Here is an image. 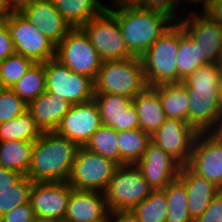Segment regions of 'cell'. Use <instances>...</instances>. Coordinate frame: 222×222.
Here are the masks:
<instances>
[{
    "label": "cell",
    "mask_w": 222,
    "mask_h": 222,
    "mask_svg": "<svg viewBox=\"0 0 222 222\" xmlns=\"http://www.w3.org/2000/svg\"><path fill=\"white\" fill-rule=\"evenodd\" d=\"M221 78L220 64H204L182 82L190 101L188 123L198 133L218 132L222 124L218 106Z\"/></svg>",
    "instance_id": "cell-1"
},
{
    "label": "cell",
    "mask_w": 222,
    "mask_h": 222,
    "mask_svg": "<svg viewBox=\"0 0 222 222\" xmlns=\"http://www.w3.org/2000/svg\"><path fill=\"white\" fill-rule=\"evenodd\" d=\"M79 146L53 132L35 141L27 177L34 182L68 181Z\"/></svg>",
    "instance_id": "cell-2"
},
{
    "label": "cell",
    "mask_w": 222,
    "mask_h": 222,
    "mask_svg": "<svg viewBox=\"0 0 222 222\" xmlns=\"http://www.w3.org/2000/svg\"><path fill=\"white\" fill-rule=\"evenodd\" d=\"M106 10L117 19L125 44L134 57H142L175 23L170 16L162 12L140 7Z\"/></svg>",
    "instance_id": "cell-3"
},
{
    "label": "cell",
    "mask_w": 222,
    "mask_h": 222,
    "mask_svg": "<svg viewBox=\"0 0 222 222\" xmlns=\"http://www.w3.org/2000/svg\"><path fill=\"white\" fill-rule=\"evenodd\" d=\"M178 47L179 22L176 21L140 57L148 87L166 83H178L176 60Z\"/></svg>",
    "instance_id": "cell-4"
},
{
    "label": "cell",
    "mask_w": 222,
    "mask_h": 222,
    "mask_svg": "<svg viewBox=\"0 0 222 222\" xmlns=\"http://www.w3.org/2000/svg\"><path fill=\"white\" fill-rule=\"evenodd\" d=\"M95 83V94L114 93L134 98L147 87L140 57L103 61Z\"/></svg>",
    "instance_id": "cell-5"
},
{
    "label": "cell",
    "mask_w": 222,
    "mask_h": 222,
    "mask_svg": "<svg viewBox=\"0 0 222 222\" xmlns=\"http://www.w3.org/2000/svg\"><path fill=\"white\" fill-rule=\"evenodd\" d=\"M153 191L134 165L118 166L113 174L105 198L109 211H127L145 200Z\"/></svg>",
    "instance_id": "cell-6"
},
{
    "label": "cell",
    "mask_w": 222,
    "mask_h": 222,
    "mask_svg": "<svg viewBox=\"0 0 222 222\" xmlns=\"http://www.w3.org/2000/svg\"><path fill=\"white\" fill-rule=\"evenodd\" d=\"M55 59L72 72L86 75L94 81L103 60L82 28H72L55 49Z\"/></svg>",
    "instance_id": "cell-7"
},
{
    "label": "cell",
    "mask_w": 222,
    "mask_h": 222,
    "mask_svg": "<svg viewBox=\"0 0 222 222\" xmlns=\"http://www.w3.org/2000/svg\"><path fill=\"white\" fill-rule=\"evenodd\" d=\"M117 167L112 160L79 147L68 182L76 190L105 192Z\"/></svg>",
    "instance_id": "cell-8"
},
{
    "label": "cell",
    "mask_w": 222,
    "mask_h": 222,
    "mask_svg": "<svg viewBox=\"0 0 222 222\" xmlns=\"http://www.w3.org/2000/svg\"><path fill=\"white\" fill-rule=\"evenodd\" d=\"M46 91L73 104L89 102L95 96L94 80L72 72L55 58L45 62Z\"/></svg>",
    "instance_id": "cell-9"
},
{
    "label": "cell",
    "mask_w": 222,
    "mask_h": 222,
    "mask_svg": "<svg viewBox=\"0 0 222 222\" xmlns=\"http://www.w3.org/2000/svg\"><path fill=\"white\" fill-rule=\"evenodd\" d=\"M82 29L103 61L134 57L125 44L117 19L108 10L105 9Z\"/></svg>",
    "instance_id": "cell-10"
},
{
    "label": "cell",
    "mask_w": 222,
    "mask_h": 222,
    "mask_svg": "<svg viewBox=\"0 0 222 222\" xmlns=\"http://www.w3.org/2000/svg\"><path fill=\"white\" fill-rule=\"evenodd\" d=\"M6 20L15 53L28 57L35 63L55 58L56 46L18 10H14Z\"/></svg>",
    "instance_id": "cell-11"
},
{
    "label": "cell",
    "mask_w": 222,
    "mask_h": 222,
    "mask_svg": "<svg viewBox=\"0 0 222 222\" xmlns=\"http://www.w3.org/2000/svg\"><path fill=\"white\" fill-rule=\"evenodd\" d=\"M178 22L199 46L200 58L206 64H219L222 55V27L205 13L194 10Z\"/></svg>",
    "instance_id": "cell-12"
},
{
    "label": "cell",
    "mask_w": 222,
    "mask_h": 222,
    "mask_svg": "<svg viewBox=\"0 0 222 222\" xmlns=\"http://www.w3.org/2000/svg\"><path fill=\"white\" fill-rule=\"evenodd\" d=\"M222 190V137L218 132L198 133L187 164Z\"/></svg>",
    "instance_id": "cell-13"
},
{
    "label": "cell",
    "mask_w": 222,
    "mask_h": 222,
    "mask_svg": "<svg viewBox=\"0 0 222 222\" xmlns=\"http://www.w3.org/2000/svg\"><path fill=\"white\" fill-rule=\"evenodd\" d=\"M101 125L99 108L93 99L73 104L55 132L75 142L79 147H85Z\"/></svg>",
    "instance_id": "cell-14"
},
{
    "label": "cell",
    "mask_w": 222,
    "mask_h": 222,
    "mask_svg": "<svg viewBox=\"0 0 222 222\" xmlns=\"http://www.w3.org/2000/svg\"><path fill=\"white\" fill-rule=\"evenodd\" d=\"M198 132L187 121L167 118L151 136V142L170 154L181 165L189 163Z\"/></svg>",
    "instance_id": "cell-15"
},
{
    "label": "cell",
    "mask_w": 222,
    "mask_h": 222,
    "mask_svg": "<svg viewBox=\"0 0 222 222\" xmlns=\"http://www.w3.org/2000/svg\"><path fill=\"white\" fill-rule=\"evenodd\" d=\"M72 190L68 181L34 182L30 192L34 215L64 220Z\"/></svg>",
    "instance_id": "cell-16"
},
{
    "label": "cell",
    "mask_w": 222,
    "mask_h": 222,
    "mask_svg": "<svg viewBox=\"0 0 222 222\" xmlns=\"http://www.w3.org/2000/svg\"><path fill=\"white\" fill-rule=\"evenodd\" d=\"M18 11L55 46L72 29L52 0H28Z\"/></svg>",
    "instance_id": "cell-17"
},
{
    "label": "cell",
    "mask_w": 222,
    "mask_h": 222,
    "mask_svg": "<svg viewBox=\"0 0 222 222\" xmlns=\"http://www.w3.org/2000/svg\"><path fill=\"white\" fill-rule=\"evenodd\" d=\"M144 180L153 190L166 188L178 178L181 164L154 143H150L144 156L135 164Z\"/></svg>",
    "instance_id": "cell-18"
},
{
    "label": "cell",
    "mask_w": 222,
    "mask_h": 222,
    "mask_svg": "<svg viewBox=\"0 0 222 222\" xmlns=\"http://www.w3.org/2000/svg\"><path fill=\"white\" fill-rule=\"evenodd\" d=\"M101 124L113 128L116 132L139 128V117L132 98L107 93L95 94Z\"/></svg>",
    "instance_id": "cell-19"
},
{
    "label": "cell",
    "mask_w": 222,
    "mask_h": 222,
    "mask_svg": "<svg viewBox=\"0 0 222 222\" xmlns=\"http://www.w3.org/2000/svg\"><path fill=\"white\" fill-rule=\"evenodd\" d=\"M109 212L104 192L73 189L64 222H106Z\"/></svg>",
    "instance_id": "cell-20"
},
{
    "label": "cell",
    "mask_w": 222,
    "mask_h": 222,
    "mask_svg": "<svg viewBox=\"0 0 222 222\" xmlns=\"http://www.w3.org/2000/svg\"><path fill=\"white\" fill-rule=\"evenodd\" d=\"M178 178L184 183L189 214L195 220L203 214L221 189L194 172L187 164L181 165Z\"/></svg>",
    "instance_id": "cell-21"
},
{
    "label": "cell",
    "mask_w": 222,
    "mask_h": 222,
    "mask_svg": "<svg viewBox=\"0 0 222 222\" xmlns=\"http://www.w3.org/2000/svg\"><path fill=\"white\" fill-rule=\"evenodd\" d=\"M72 104L57 95L45 91L28 104V111L41 132H53L60 125L63 116Z\"/></svg>",
    "instance_id": "cell-22"
},
{
    "label": "cell",
    "mask_w": 222,
    "mask_h": 222,
    "mask_svg": "<svg viewBox=\"0 0 222 222\" xmlns=\"http://www.w3.org/2000/svg\"><path fill=\"white\" fill-rule=\"evenodd\" d=\"M132 103L138 113L139 128L152 136L167 119L157 91L147 86L133 98Z\"/></svg>",
    "instance_id": "cell-23"
},
{
    "label": "cell",
    "mask_w": 222,
    "mask_h": 222,
    "mask_svg": "<svg viewBox=\"0 0 222 222\" xmlns=\"http://www.w3.org/2000/svg\"><path fill=\"white\" fill-rule=\"evenodd\" d=\"M71 28H82L105 10L100 0H52Z\"/></svg>",
    "instance_id": "cell-24"
},
{
    "label": "cell",
    "mask_w": 222,
    "mask_h": 222,
    "mask_svg": "<svg viewBox=\"0 0 222 222\" xmlns=\"http://www.w3.org/2000/svg\"><path fill=\"white\" fill-rule=\"evenodd\" d=\"M169 119L188 122L189 95L182 82L153 86Z\"/></svg>",
    "instance_id": "cell-25"
},
{
    "label": "cell",
    "mask_w": 222,
    "mask_h": 222,
    "mask_svg": "<svg viewBox=\"0 0 222 222\" xmlns=\"http://www.w3.org/2000/svg\"><path fill=\"white\" fill-rule=\"evenodd\" d=\"M151 143V135L142 129H129L117 132V144L120 153V166L134 165L143 156Z\"/></svg>",
    "instance_id": "cell-26"
},
{
    "label": "cell",
    "mask_w": 222,
    "mask_h": 222,
    "mask_svg": "<svg viewBox=\"0 0 222 222\" xmlns=\"http://www.w3.org/2000/svg\"><path fill=\"white\" fill-rule=\"evenodd\" d=\"M35 142L11 140L0 142V167L27 175Z\"/></svg>",
    "instance_id": "cell-27"
},
{
    "label": "cell",
    "mask_w": 222,
    "mask_h": 222,
    "mask_svg": "<svg viewBox=\"0 0 222 222\" xmlns=\"http://www.w3.org/2000/svg\"><path fill=\"white\" fill-rule=\"evenodd\" d=\"M178 82H183L200 66L206 64L200 58L199 46L179 23V47L177 51Z\"/></svg>",
    "instance_id": "cell-28"
},
{
    "label": "cell",
    "mask_w": 222,
    "mask_h": 222,
    "mask_svg": "<svg viewBox=\"0 0 222 222\" xmlns=\"http://www.w3.org/2000/svg\"><path fill=\"white\" fill-rule=\"evenodd\" d=\"M41 133L28 110L10 121L0 123V142L11 140L35 142Z\"/></svg>",
    "instance_id": "cell-29"
},
{
    "label": "cell",
    "mask_w": 222,
    "mask_h": 222,
    "mask_svg": "<svg viewBox=\"0 0 222 222\" xmlns=\"http://www.w3.org/2000/svg\"><path fill=\"white\" fill-rule=\"evenodd\" d=\"M27 105L46 91L45 62L34 63L11 88Z\"/></svg>",
    "instance_id": "cell-30"
},
{
    "label": "cell",
    "mask_w": 222,
    "mask_h": 222,
    "mask_svg": "<svg viewBox=\"0 0 222 222\" xmlns=\"http://www.w3.org/2000/svg\"><path fill=\"white\" fill-rule=\"evenodd\" d=\"M163 190L167 201L166 222H193L187 206L188 196L184 183L176 178Z\"/></svg>",
    "instance_id": "cell-31"
},
{
    "label": "cell",
    "mask_w": 222,
    "mask_h": 222,
    "mask_svg": "<svg viewBox=\"0 0 222 222\" xmlns=\"http://www.w3.org/2000/svg\"><path fill=\"white\" fill-rule=\"evenodd\" d=\"M131 211L140 222H166L167 201L163 189L153 190L143 201L138 203Z\"/></svg>",
    "instance_id": "cell-32"
},
{
    "label": "cell",
    "mask_w": 222,
    "mask_h": 222,
    "mask_svg": "<svg viewBox=\"0 0 222 222\" xmlns=\"http://www.w3.org/2000/svg\"><path fill=\"white\" fill-rule=\"evenodd\" d=\"M85 147L120 166L117 132L113 128L101 125Z\"/></svg>",
    "instance_id": "cell-33"
},
{
    "label": "cell",
    "mask_w": 222,
    "mask_h": 222,
    "mask_svg": "<svg viewBox=\"0 0 222 222\" xmlns=\"http://www.w3.org/2000/svg\"><path fill=\"white\" fill-rule=\"evenodd\" d=\"M34 63L32 59L18 53H13L0 62L2 88H12Z\"/></svg>",
    "instance_id": "cell-34"
},
{
    "label": "cell",
    "mask_w": 222,
    "mask_h": 222,
    "mask_svg": "<svg viewBox=\"0 0 222 222\" xmlns=\"http://www.w3.org/2000/svg\"><path fill=\"white\" fill-rule=\"evenodd\" d=\"M34 181L23 176L10 190L0 193V217L13 208L30 202V192Z\"/></svg>",
    "instance_id": "cell-35"
},
{
    "label": "cell",
    "mask_w": 222,
    "mask_h": 222,
    "mask_svg": "<svg viewBox=\"0 0 222 222\" xmlns=\"http://www.w3.org/2000/svg\"><path fill=\"white\" fill-rule=\"evenodd\" d=\"M27 109L28 105L11 88L0 90V123L18 117Z\"/></svg>",
    "instance_id": "cell-36"
},
{
    "label": "cell",
    "mask_w": 222,
    "mask_h": 222,
    "mask_svg": "<svg viewBox=\"0 0 222 222\" xmlns=\"http://www.w3.org/2000/svg\"><path fill=\"white\" fill-rule=\"evenodd\" d=\"M140 8L162 12L178 21V0H143Z\"/></svg>",
    "instance_id": "cell-37"
},
{
    "label": "cell",
    "mask_w": 222,
    "mask_h": 222,
    "mask_svg": "<svg viewBox=\"0 0 222 222\" xmlns=\"http://www.w3.org/2000/svg\"><path fill=\"white\" fill-rule=\"evenodd\" d=\"M34 217L32 205L28 202L1 216L0 222H32Z\"/></svg>",
    "instance_id": "cell-38"
},
{
    "label": "cell",
    "mask_w": 222,
    "mask_h": 222,
    "mask_svg": "<svg viewBox=\"0 0 222 222\" xmlns=\"http://www.w3.org/2000/svg\"><path fill=\"white\" fill-rule=\"evenodd\" d=\"M193 222H222V190L211 201L203 214Z\"/></svg>",
    "instance_id": "cell-39"
},
{
    "label": "cell",
    "mask_w": 222,
    "mask_h": 222,
    "mask_svg": "<svg viewBox=\"0 0 222 222\" xmlns=\"http://www.w3.org/2000/svg\"><path fill=\"white\" fill-rule=\"evenodd\" d=\"M15 53L6 19H0V62Z\"/></svg>",
    "instance_id": "cell-40"
},
{
    "label": "cell",
    "mask_w": 222,
    "mask_h": 222,
    "mask_svg": "<svg viewBox=\"0 0 222 222\" xmlns=\"http://www.w3.org/2000/svg\"><path fill=\"white\" fill-rule=\"evenodd\" d=\"M22 177L16 170L0 167V193L10 190Z\"/></svg>",
    "instance_id": "cell-41"
},
{
    "label": "cell",
    "mask_w": 222,
    "mask_h": 222,
    "mask_svg": "<svg viewBox=\"0 0 222 222\" xmlns=\"http://www.w3.org/2000/svg\"><path fill=\"white\" fill-rule=\"evenodd\" d=\"M106 222H140L131 210L110 211Z\"/></svg>",
    "instance_id": "cell-42"
},
{
    "label": "cell",
    "mask_w": 222,
    "mask_h": 222,
    "mask_svg": "<svg viewBox=\"0 0 222 222\" xmlns=\"http://www.w3.org/2000/svg\"><path fill=\"white\" fill-rule=\"evenodd\" d=\"M205 14L222 27V0H210Z\"/></svg>",
    "instance_id": "cell-43"
},
{
    "label": "cell",
    "mask_w": 222,
    "mask_h": 222,
    "mask_svg": "<svg viewBox=\"0 0 222 222\" xmlns=\"http://www.w3.org/2000/svg\"><path fill=\"white\" fill-rule=\"evenodd\" d=\"M183 1V4H191L192 5V3L194 4V5H200L201 4V6H202V10H199V13H205L206 11H207V8H208V6H209V3H210V0H178V21L180 20V19H182V15L181 14H183V15H185L184 13L185 12H187V14H189L190 12H188L187 11V8H184L183 7V4L181 3ZM187 2V3H186ZM183 7V8H182ZM182 8V9H181ZM183 9H184V11H183ZM183 12H182V11ZM181 12V14H179Z\"/></svg>",
    "instance_id": "cell-44"
},
{
    "label": "cell",
    "mask_w": 222,
    "mask_h": 222,
    "mask_svg": "<svg viewBox=\"0 0 222 222\" xmlns=\"http://www.w3.org/2000/svg\"><path fill=\"white\" fill-rule=\"evenodd\" d=\"M111 5H105V9H121L128 7H140L143 0H111ZM113 4V6H112Z\"/></svg>",
    "instance_id": "cell-45"
},
{
    "label": "cell",
    "mask_w": 222,
    "mask_h": 222,
    "mask_svg": "<svg viewBox=\"0 0 222 222\" xmlns=\"http://www.w3.org/2000/svg\"><path fill=\"white\" fill-rule=\"evenodd\" d=\"M14 9L6 0H0V19H7Z\"/></svg>",
    "instance_id": "cell-46"
},
{
    "label": "cell",
    "mask_w": 222,
    "mask_h": 222,
    "mask_svg": "<svg viewBox=\"0 0 222 222\" xmlns=\"http://www.w3.org/2000/svg\"><path fill=\"white\" fill-rule=\"evenodd\" d=\"M14 10H19L28 0H6Z\"/></svg>",
    "instance_id": "cell-47"
},
{
    "label": "cell",
    "mask_w": 222,
    "mask_h": 222,
    "mask_svg": "<svg viewBox=\"0 0 222 222\" xmlns=\"http://www.w3.org/2000/svg\"><path fill=\"white\" fill-rule=\"evenodd\" d=\"M32 222H64V220L49 217H34Z\"/></svg>",
    "instance_id": "cell-48"
},
{
    "label": "cell",
    "mask_w": 222,
    "mask_h": 222,
    "mask_svg": "<svg viewBox=\"0 0 222 222\" xmlns=\"http://www.w3.org/2000/svg\"><path fill=\"white\" fill-rule=\"evenodd\" d=\"M218 106H219L220 114L222 115V78H221L220 86H219Z\"/></svg>",
    "instance_id": "cell-49"
},
{
    "label": "cell",
    "mask_w": 222,
    "mask_h": 222,
    "mask_svg": "<svg viewBox=\"0 0 222 222\" xmlns=\"http://www.w3.org/2000/svg\"><path fill=\"white\" fill-rule=\"evenodd\" d=\"M218 133L221 135V137H222V124L220 125V128H219V130H218Z\"/></svg>",
    "instance_id": "cell-50"
},
{
    "label": "cell",
    "mask_w": 222,
    "mask_h": 222,
    "mask_svg": "<svg viewBox=\"0 0 222 222\" xmlns=\"http://www.w3.org/2000/svg\"><path fill=\"white\" fill-rule=\"evenodd\" d=\"M219 64H220V65H221V67H222V55H221V59H220Z\"/></svg>",
    "instance_id": "cell-51"
}]
</instances>
